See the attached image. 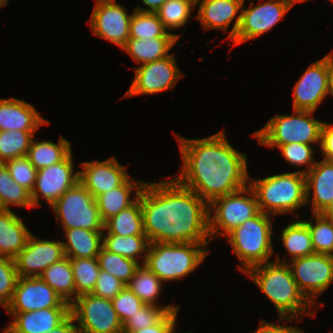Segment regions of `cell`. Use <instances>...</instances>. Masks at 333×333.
I'll return each mask as SVG.
<instances>
[{"label": "cell", "instance_id": "1", "mask_svg": "<svg viewBox=\"0 0 333 333\" xmlns=\"http://www.w3.org/2000/svg\"><path fill=\"white\" fill-rule=\"evenodd\" d=\"M140 201L150 243L211 242L208 203L175 178L146 181Z\"/></svg>", "mask_w": 333, "mask_h": 333}, {"label": "cell", "instance_id": "2", "mask_svg": "<svg viewBox=\"0 0 333 333\" xmlns=\"http://www.w3.org/2000/svg\"><path fill=\"white\" fill-rule=\"evenodd\" d=\"M175 137L183 164L174 178L208 204L248 186L247 155L230 145L224 130L201 139Z\"/></svg>", "mask_w": 333, "mask_h": 333}, {"label": "cell", "instance_id": "3", "mask_svg": "<svg viewBox=\"0 0 333 333\" xmlns=\"http://www.w3.org/2000/svg\"><path fill=\"white\" fill-rule=\"evenodd\" d=\"M248 275L278 312V317H315L313 305L299 291L287 263L270 261L251 267Z\"/></svg>", "mask_w": 333, "mask_h": 333}, {"label": "cell", "instance_id": "4", "mask_svg": "<svg viewBox=\"0 0 333 333\" xmlns=\"http://www.w3.org/2000/svg\"><path fill=\"white\" fill-rule=\"evenodd\" d=\"M260 212L273 216L296 213L306 205L305 174L300 171L269 175L251 180Z\"/></svg>", "mask_w": 333, "mask_h": 333}, {"label": "cell", "instance_id": "5", "mask_svg": "<svg viewBox=\"0 0 333 333\" xmlns=\"http://www.w3.org/2000/svg\"><path fill=\"white\" fill-rule=\"evenodd\" d=\"M270 217L260 212L224 237L241 264L238 269L244 274L251 267L270 262L269 259L274 256L273 222Z\"/></svg>", "mask_w": 333, "mask_h": 333}, {"label": "cell", "instance_id": "6", "mask_svg": "<svg viewBox=\"0 0 333 333\" xmlns=\"http://www.w3.org/2000/svg\"><path fill=\"white\" fill-rule=\"evenodd\" d=\"M209 244L152 242L144 264L163 283L184 279L196 270L208 256Z\"/></svg>", "mask_w": 333, "mask_h": 333}, {"label": "cell", "instance_id": "7", "mask_svg": "<svg viewBox=\"0 0 333 333\" xmlns=\"http://www.w3.org/2000/svg\"><path fill=\"white\" fill-rule=\"evenodd\" d=\"M314 111L294 110L291 115L277 114L261 129L253 132L260 145L275 148L289 143L320 145L323 122L314 117Z\"/></svg>", "mask_w": 333, "mask_h": 333}, {"label": "cell", "instance_id": "8", "mask_svg": "<svg viewBox=\"0 0 333 333\" xmlns=\"http://www.w3.org/2000/svg\"><path fill=\"white\" fill-rule=\"evenodd\" d=\"M208 213L209 234L213 241L218 234L219 237H225L247 219L257 216L260 209L255 194L248 185L237 192L213 199L208 204Z\"/></svg>", "mask_w": 333, "mask_h": 333}, {"label": "cell", "instance_id": "9", "mask_svg": "<svg viewBox=\"0 0 333 333\" xmlns=\"http://www.w3.org/2000/svg\"><path fill=\"white\" fill-rule=\"evenodd\" d=\"M282 259L277 254L275 261L287 263L299 291L317 308L324 303L316 299L333 283V258L329 254L314 253L292 260Z\"/></svg>", "mask_w": 333, "mask_h": 333}, {"label": "cell", "instance_id": "10", "mask_svg": "<svg viewBox=\"0 0 333 333\" xmlns=\"http://www.w3.org/2000/svg\"><path fill=\"white\" fill-rule=\"evenodd\" d=\"M51 208L56 222L61 223L63 229L104 230L96 199L80 182L66 191Z\"/></svg>", "mask_w": 333, "mask_h": 333}, {"label": "cell", "instance_id": "11", "mask_svg": "<svg viewBox=\"0 0 333 333\" xmlns=\"http://www.w3.org/2000/svg\"><path fill=\"white\" fill-rule=\"evenodd\" d=\"M79 333H123V324L112 301L91 293L79 295L70 304Z\"/></svg>", "mask_w": 333, "mask_h": 333}, {"label": "cell", "instance_id": "12", "mask_svg": "<svg viewBox=\"0 0 333 333\" xmlns=\"http://www.w3.org/2000/svg\"><path fill=\"white\" fill-rule=\"evenodd\" d=\"M176 60L174 53H171L163 59L133 67L135 76L132 78L131 86L121 98L141 94L153 95L174 89L179 79L185 76Z\"/></svg>", "mask_w": 333, "mask_h": 333}, {"label": "cell", "instance_id": "13", "mask_svg": "<svg viewBox=\"0 0 333 333\" xmlns=\"http://www.w3.org/2000/svg\"><path fill=\"white\" fill-rule=\"evenodd\" d=\"M244 3L245 0L241 10L240 25L235 39L232 41L233 46L265 35L281 19L283 20L286 13L291 9L282 0H266L258 5H253V2H251L248 8L244 6Z\"/></svg>", "mask_w": 333, "mask_h": 333}, {"label": "cell", "instance_id": "14", "mask_svg": "<svg viewBox=\"0 0 333 333\" xmlns=\"http://www.w3.org/2000/svg\"><path fill=\"white\" fill-rule=\"evenodd\" d=\"M117 0H95L96 4L90 17V29L96 37H101L108 42L120 47L126 44L130 36L129 14Z\"/></svg>", "mask_w": 333, "mask_h": 333}, {"label": "cell", "instance_id": "15", "mask_svg": "<svg viewBox=\"0 0 333 333\" xmlns=\"http://www.w3.org/2000/svg\"><path fill=\"white\" fill-rule=\"evenodd\" d=\"M72 152L61 162L37 171L31 200L34 207L41 206L39 197L52 206L66 191L79 182V171L75 172Z\"/></svg>", "mask_w": 333, "mask_h": 333}, {"label": "cell", "instance_id": "16", "mask_svg": "<svg viewBox=\"0 0 333 333\" xmlns=\"http://www.w3.org/2000/svg\"><path fill=\"white\" fill-rule=\"evenodd\" d=\"M70 307L40 276L18 277L14 294L5 312H30L46 308Z\"/></svg>", "mask_w": 333, "mask_h": 333}, {"label": "cell", "instance_id": "17", "mask_svg": "<svg viewBox=\"0 0 333 333\" xmlns=\"http://www.w3.org/2000/svg\"><path fill=\"white\" fill-rule=\"evenodd\" d=\"M65 257L62 241L30 235L26 246L14 258L19 277H37Z\"/></svg>", "mask_w": 333, "mask_h": 333}, {"label": "cell", "instance_id": "18", "mask_svg": "<svg viewBox=\"0 0 333 333\" xmlns=\"http://www.w3.org/2000/svg\"><path fill=\"white\" fill-rule=\"evenodd\" d=\"M292 93L294 110L316 111L325 97L330 95L325 56L307 67Z\"/></svg>", "mask_w": 333, "mask_h": 333}, {"label": "cell", "instance_id": "19", "mask_svg": "<svg viewBox=\"0 0 333 333\" xmlns=\"http://www.w3.org/2000/svg\"><path fill=\"white\" fill-rule=\"evenodd\" d=\"M79 182L96 198L98 195L121 186L129 177L126 166L114 157L104 161L82 162Z\"/></svg>", "mask_w": 333, "mask_h": 333}, {"label": "cell", "instance_id": "20", "mask_svg": "<svg viewBox=\"0 0 333 333\" xmlns=\"http://www.w3.org/2000/svg\"><path fill=\"white\" fill-rule=\"evenodd\" d=\"M244 0H201L196 19L203 30L219 29L227 33L229 26L235 20L233 27L226 37L233 41L241 21V10Z\"/></svg>", "mask_w": 333, "mask_h": 333}, {"label": "cell", "instance_id": "21", "mask_svg": "<svg viewBox=\"0 0 333 333\" xmlns=\"http://www.w3.org/2000/svg\"><path fill=\"white\" fill-rule=\"evenodd\" d=\"M6 313L12 316V321L1 333H48L70 315V307Z\"/></svg>", "mask_w": 333, "mask_h": 333}, {"label": "cell", "instance_id": "22", "mask_svg": "<svg viewBox=\"0 0 333 333\" xmlns=\"http://www.w3.org/2000/svg\"><path fill=\"white\" fill-rule=\"evenodd\" d=\"M50 124L40 116L36 108L20 99L0 98V131H37L39 127Z\"/></svg>", "mask_w": 333, "mask_h": 333}, {"label": "cell", "instance_id": "23", "mask_svg": "<svg viewBox=\"0 0 333 333\" xmlns=\"http://www.w3.org/2000/svg\"><path fill=\"white\" fill-rule=\"evenodd\" d=\"M305 188L306 204L312 202V213H322L333 200V161H316L305 173Z\"/></svg>", "mask_w": 333, "mask_h": 333}, {"label": "cell", "instance_id": "24", "mask_svg": "<svg viewBox=\"0 0 333 333\" xmlns=\"http://www.w3.org/2000/svg\"><path fill=\"white\" fill-rule=\"evenodd\" d=\"M32 233L12 210L0 211V256L14 259Z\"/></svg>", "mask_w": 333, "mask_h": 333}, {"label": "cell", "instance_id": "25", "mask_svg": "<svg viewBox=\"0 0 333 333\" xmlns=\"http://www.w3.org/2000/svg\"><path fill=\"white\" fill-rule=\"evenodd\" d=\"M145 183L146 181L136 180L130 176L121 186L98 195L95 199L102 221L105 222L132 205L138 199ZM133 191L135 196L131 199Z\"/></svg>", "mask_w": 333, "mask_h": 333}, {"label": "cell", "instance_id": "26", "mask_svg": "<svg viewBox=\"0 0 333 333\" xmlns=\"http://www.w3.org/2000/svg\"><path fill=\"white\" fill-rule=\"evenodd\" d=\"M62 241L65 256L68 258H94L102 247V232L104 230H88L84 228L63 229Z\"/></svg>", "mask_w": 333, "mask_h": 333}, {"label": "cell", "instance_id": "27", "mask_svg": "<svg viewBox=\"0 0 333 333\" xmlns=\"http://www.w3.org/2000/svg\"><path fill=\"white\" fill-rule=\"evenodd\" d=\"M178 40L177 37L129 38L121 49L131 56L136 64L142 65L169 56V51Z\"/></svg>", "mask_w": 333, "mask_h": 333}, {"label": "cell", "instance_id": "28", "mask_svg": "<svg viewBox=\"0 0 333 333\" xmlns=\"http://www.w3.org/2000/svg\"><path fill=\"white\" fill-rule=\"evenodd\" d=\"M35 140L33 137L28 149L27 157L37 169H43L64 160L71 152V142L60 136L58 143L50 140Z\"/></svg>", "mask_w": 333, "mask_h": 333}, {"label": "cell", "instance_id": "29", "mask_svg": "<svg viewBox=\"0 0 333 333\" xmlns=\"http://www.w3.org/2000/svg\"><path fill=\"white\" fill-rule=\"evenodd\" d=\"M149 246L150 241L146 235L118 236L105 230L102 232V247L105 250L134 260L140 265L146 261Z\"/></svg>", "mask_w": 333, "mask_h": 333}, {"label": "cell", "instance_id": "30", "mask_svg": "<svg viewBox=\"0 0 333 333\" xmlns=\"http://www.w3.org/2000/svg\"><path fill=\"white\" fill-rule=\"evenodd\" d=\"M40 278L60 295L65 302L71 304L76 299L73 271L70 259L67 256L45 269Z\"/></svg>", "mask_w": 333, "mask_h": 333}, {"label": "cell", "instance_id": "31", "mask_svg": "<svg viewBox=\"0 0 333 333\" xmlns=\"http://www.w3.org/2000/svg\"><path fill=\"white\" fill-rule=\"evenodd\" d=\"M104 230L109 234L118 236L146 235L144 233L140 195L132 205L107 219L104 222Z\"/></svg>", "mask_w": 333, "mask_h": 333}, {"label": "cell", "instance_id": "32", "mask_svg": "<svg viewBox=\"0 0 333 333\" xmlns=\"http://www.w3.org/2000/svg\"><path fill=\"white\" fill-rule=\"evenodd\" d=\"M163 282L145 265L141 264L128 284L126 285L135 293L144 304L158 307H180L179 305H159L158 298L161 296Z\"/></svg>", "mask_w": 333, "mask_h": 333}, {"label": "cell", "instance_id": "33", "mask_svg": "<svg viewBox=\"0 0 333 333\" xmlns=\"http://www.w3.org/2000/svg\"><path fill=\"white\" fill-rule=\"evenodd\" d=\"M281 241L289 260L309 256L315 253L308 225L300 219L290 222L281 230Z\"/></svg>", "mask_w": 333, "mask_h": 333}, {"label": "cell", "instance_id": "34", "mask_svg": "<svg viewBox=\"0 0 333 333\" xmlns=\"http://www.w3.org/2000/svg\"><path fill=\"white\" fill-rule=\"evenodd\" d=\"M32 208L31 193L14 181L4 163H0V206L2 210H11L9 206Z\"/></svg>", "mask_w": 333, "mask_h": 333}, {"label": "cell", "instance_id": "35", "mask_svg": "<svg viewBox=\"0 0 333 333\" xmlns=\"http://www.w3.org/2000/svg\"><path fill=\"white\" fill-rule=\"evenodd\" d=\"M130 36L133 39L156 38V37H177L182 39L179 34L168 32L156 13L132 11L130 21Z\"/></svg>", "mask_w": 333, "mask_h": 333}, {"label": "cell", "instance_id": "36", "mask_svg": "<svg viewBox=\"0 0 333 333\" xmlns=\"http://www.w3.org/2000/svg\"><path fill=\"white\" fill-rule=\"evenodd\" d=\"M36 131H0V163L27 156Z\"/></svg>", "mask_w": 333, "mask_h": 333}, {"label": "cell", "instance_id": "37", "mask_svg": "<svg viewBox=\"0 0 333 333\" xmlns=\"http://www.w3.org/2000/svg\"><path fill=\"white\" fill-rule=\"evenodd\" d=\"M69 259L76 286V298L79 295L92 293L100 272L97 257Z\"/></svg>", "mask_w": 333, "mask_h": 333}, {"label": "cell", "instance_id": "38", "mask_svg": "<svg viewBox=\"0 0 333 333\" xmlns=\"http://www.w3.org/2000/svg\"><path fill=\"white\" fill-rule=\"evenodd\" d=\"M100 270L110 273L125 285L128 284L140 264L124 256L100 248L97 256Z\"/></svg>", "mask_w": 333, "mask_h": 333}, {"label": "cell", "instance_id": "39", "mask_svg": "<svg viewBox=\"0 0 333 333\" xmlns=\"http://www.w3.org/2000/svg\"><path fill=\"white\" fill-rule=\"evenodd\" d=\"M315 221H314V220ZM303 221L308 225L315 253H333V219L322 213H313V217Z\"/></svg>", "mask_w": 333, "mask_h": 333}, {"label": "cell", "instance_id": "40", "mask_svg": "<svg viewBox=\"0 0 333 333\" xmlns=\"http://www.w3.org/2000/svg\"><path fill=\"white\" fill-rule=\"evenodd\" d=\"M195 8L196 6L187 0H167L155 13L169 32L185 26Z\"/></svg>", "mask_w": 333, "mask_h": 333}, {"label": "cell", "instance_id": "41", "mask_svg": "<svg viewBox=\"0 0 333 333\" xmlns=\"http://www.w3.org/2000/svg\"><path fill=\"white\" fill-rule=\"evenodd\" d=\"M180 307H158L144 304L138 312L123 323V332H134L155 325L167 312L179 311Z\"/></svg>", "mask_w": 333, "mask_h": 333}, {"label": "cell", "instance_id": "42", "mask_svg": "<svg viewBox=\"0 0 333 333\" xmlns=\"http://www.w3.org/2000/svg\"><path fill=\"white\" fill-rule=\"evenodd\" d=\"M280 150L284 160L291 164L292 166H306L304 170H298L302 173H307L310 171L313 166L316 164L315 160V150L313 149V145L304 144V143H289L285 145H280L278 147Z\"/></svg>", "mask_w": 333, "mask_h": 333}, {"label": "cell", "instance_id": "43", "mask_svg": "<svg viewBox=\"0 0 333 333\" xmlns=\"http://www.w3.org/2000/svg\"><path fill=\"white\" fill-rule=\"evenodd\" d=\"M4 164L8 168L12 179L31 193L35 186L38 170L31 164L28 157L22 156L11 159Z\"/></svg>", "mask_w": 333, "mask_h": 333}, {"label": "cell", "instance_id": "44", "mask_svg": "<svg viewBox=\"0 0 333 333\" xmlns=\"http://www.w3.org/2000/svg\"><path fill=\"white\" fill-rule=\"evenodd\" d=\"M18 277L14 259L0 256V307L12 300Z\"/></svg>", "mask_w": 333, "mask_h": 333}, {"label": "cell", "instance_id": "45", "mask_svg": "<svg viewBox=\"0 0 333 333\" xmlns=\"http://www.w3.org/2000/svg\"><path fill=\"white\" fill-rule=\"evenodd\" d=\"M111 301L122 324L144 305L141 299L127 286Z\"/></svg>", "mask_w": 333, "mask_h": 333}, {"label": "cell", "instance_id": "46", "mask_svg": "<svg viewBox=\"0 0 333 333\" xmlns=\"http://www.w3.org/2000/svg\"><path fill=\"white\" fill-rule=\"evenodd\" d=\"M126 285L110 273L100 270L94 290L91 294L112 300Z\"/></svg>", "mask_w": 333, "mask_h": 333}, {"label": "cell", "instance_id": "47", "mask_svg": "<svg viewBox=\"0 0 333 333\" xmlns=\"http://www.w3.org/2000/svg\"><path fill=\"white\" fill-rule=\"evenodd\" d=\"M301 319L289 318V317H279L278 321L283 322V324H274L265 320H261L259 327L253 333H304L300 328L294 326H287L289 322H300ZM286 323V324H285Z\"/></svg>", "mask_w": 333, "mask_h": 333}, {"label": "cell", "instance_id": "48", "mask_svg": "<svg viewBox=\"0 0 333 333\" xmlns=\"http://www.w3.org/2000/svg\"><path fill=\"white\" fill-rule=\"evenodd\" d=\"M318 151L323 160L333 161V123L323 122Z\"/></svg>", "mask_w": 333, "mask_h": 333}, {"label": "cell", "instance_id": "49", "mask_svg": "<svg viewBox=\"0 0 333 333\" xmlns=\"http://www.w3.org/2000/svg\"><path fill=\"white\" fill-rule=\"evenodd\" d=\"M178 311L167 312L155 325L134 332L123 333H169L176 325Z\"/></svg>", "mask_w": 333, "mask_h": 333}, {"label": "cell", "instance_id": "50", "mask_svg": "<svg viewBox=\"0 0 333 333\" xmlns=\"http://www.w3.org/2000/svg\"><path fill=\"white\" fill-rule=\"evenodd\" d=\"M74 317L70 314L62 323L48 333H79Z\"/></svg>", "mask_w": 333, "mask_h": 333}, {"label": "cell", "instance_id": "51", "mask_svg": "<svg viewBox=\"0 0 333 333\" xmlns=\"http://www.w3.org/2000/svg\"><path fill=\"white\" fill-rule=\"evenodd\" d=\"M142 3L147 6V8H142L141 6H136L134 10L140 12H152L155 13L167 0H141Z\"/></svg>", "mask_w": 333, "mask_h": 333}, {"label": "cell", "instance_id": "52", "mask_svg": "<svg viewBox=\"0 0 333 333\" xmlns=\"http://www.w3.org/2000/svg\"><path fill=\"white\" fill-rule=\"evenodd\" d=\"M325 61L328 72V86L330 90V95L333 96V50L325 55Z\"/></svg>", "mask_w": 333, "mask_h": 333}, {"label": "cell", "instance_id": "53", "mask_svg": "<svg viewBox=\"0 0 333 333\" xmlns=\"http://www.w3.org/2000/svg\"><path fill=\"white\" fill-rule=\"evenodd\" d=\"M322 214L326 217L333 219V200L328 205V207L322 212Z\"/></svg>", "mask_w": 333, "mask_h": 333}, {"label": "cell", "instance_id": "54", "mask_svg": "<svg viewBox=\"0 0 333 333\" xmlns=\"http://www.w3.org/2000/svg\"><path fill=\"white\" fill-rule=\"evenodd\" d=\"M285 4H287L290 8H292L297 3L307 2L308 0H282Z\"/></svg>", "mask_w": 333, "mask_h": 333}, {"label": "cell", "instance_id": "55", "mask_svg": "<svg viewBox=\"0 0 333 333\" xmlns=\"http://www.w3.org/2000/svg\"><path fill=\"white\" fill-rule=\"evenodd\" d=\"M10 0H0V9L8 5Z\"/></svg>", "mask_w": 333, "mask_h": 333}, {"label": "cell", "instance_id": "56", "mask_svg": "<svg viewBox=\"0 0 333 333\" xmlns=\"http://www.w3.org/2000/svg\"><path fill=\"white\" fill-rule=\"evenodd\" d=\"M189 1L190 3H192L193 5L197 6L198 3L201 1V0H187Z\"/></svg>", "mask_w": 333, "mask_h": 333}, {"label": "cell", "instance_id": "57", "mask_svg": "<svg viewBox=\"0 0 333 333\" xmlns=\"http://www.w3.org/2000/svg\"><path fill=\"white\" fill-rule=\"evenodd\" d=\"M175 330H176V325L170 330L169 333H176L177 331H175ZM185 333H193V331H191V332H185Z\"/></svg>", "mask_w": 333, "mask_h": 333}]
</instances>
